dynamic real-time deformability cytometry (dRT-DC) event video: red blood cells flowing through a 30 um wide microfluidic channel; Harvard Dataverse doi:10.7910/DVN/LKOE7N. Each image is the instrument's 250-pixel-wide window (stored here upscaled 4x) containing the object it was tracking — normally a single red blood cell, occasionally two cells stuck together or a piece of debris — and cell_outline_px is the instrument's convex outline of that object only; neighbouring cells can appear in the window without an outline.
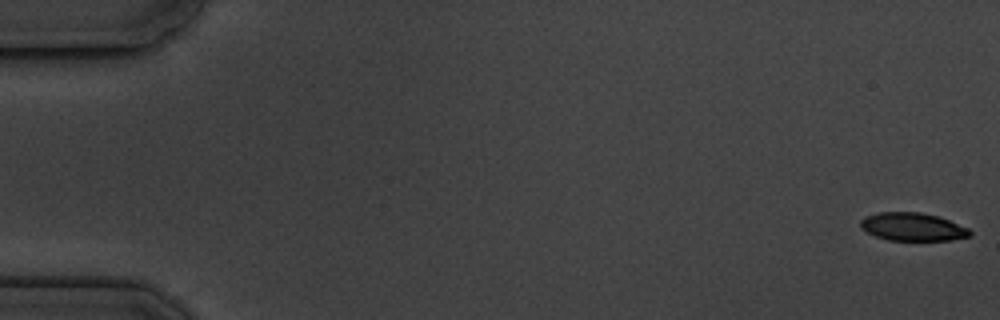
{"species": "common noctule bat (a hibernating species)", "species_latin": "Nyctalus noctula", "temperature_condition": "cold", "stored_images_in_passage": 5, "camera_frame_rate_fps": 3000, "um_per_image_px": 0.085, "animal": {"sex": "male", "body_mass_g": 19.5, "forearm_length_mm": 54.6}, "frame": {"image": 1, "passage_image": 1, "time_ms": 0.0, "image_size_px": [1000, 320], "cell_outline_px": [[972, 236], [952, 240], [888, 240], [876, 236], [860, 228], [860, 220], [864, 216], [880, 212], [920, 212], [936, 216], [948, 220], [968, 228], [972, 232]], "centroid_in_image_um": [77.56, 19.28], "position_along_channel_um": 7.4, "area_um2": 17.86}}
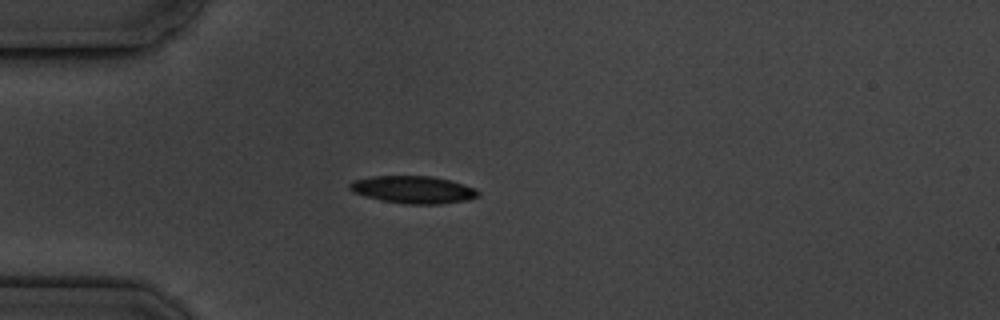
{"frame": {"image": 2, "passage_image": 5, "time_ms": 5.0, "image_size_px": [1000, 320], "cell_outline_px": [[480, 196], [468, 200], [440, 204], [404, 204], [380, 200], [364, 196], [352, 192], [348, 188], [348, 184], [356, 180], [372, 176], [432, 176], [464, 184], [476, 188], [480, 192]], "centroid_in_image_um": [35.13, 16.13], "position_along_channel_um": 49.9, "area_um2": 20.69}}